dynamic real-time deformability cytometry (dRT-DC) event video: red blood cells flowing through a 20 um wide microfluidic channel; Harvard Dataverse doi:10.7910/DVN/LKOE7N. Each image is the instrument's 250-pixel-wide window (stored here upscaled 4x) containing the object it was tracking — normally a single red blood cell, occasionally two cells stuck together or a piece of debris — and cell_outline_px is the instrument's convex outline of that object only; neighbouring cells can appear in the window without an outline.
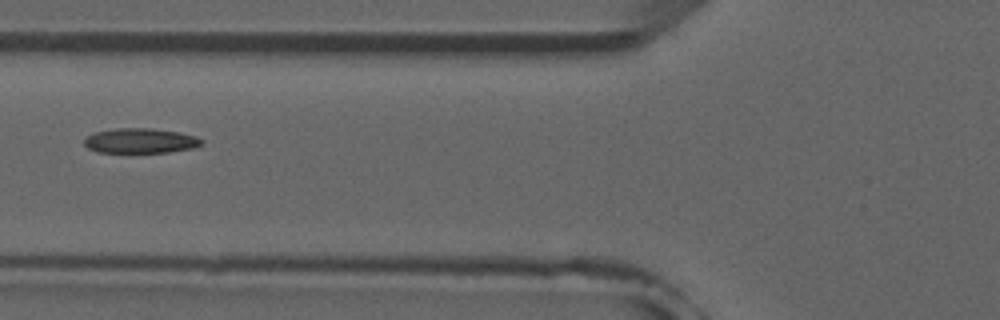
{"species": "common noctule bat (a hibernating species)", "species_latin": "Nyctalus noctula", "temperature_condition": "room temperature", "stored_images_in_passage": 3, "camera_frame_rate_fps": 3000, "um_per_image_px": 0.085, "animal": {"sex": "male", "forearm_length_mm": 52.5}, "frame": {"image": 1, "passage_image": 2, "time_ms": 1.333, "image_size_px": [1000, 320], "cell_outline_px": [[204, 144], [192, 148], [168, 152], [96, 152], [88, 148], [84, 144], [84, 140], [88, 136], [96, 132], [116, 128], [152, 128], [180, 132], [196, 136], [204, 140]], "centroid_in_image_um": [11.97, 11.96], "position_along_channel_um": 113.8, "area_um2": 17.05}}
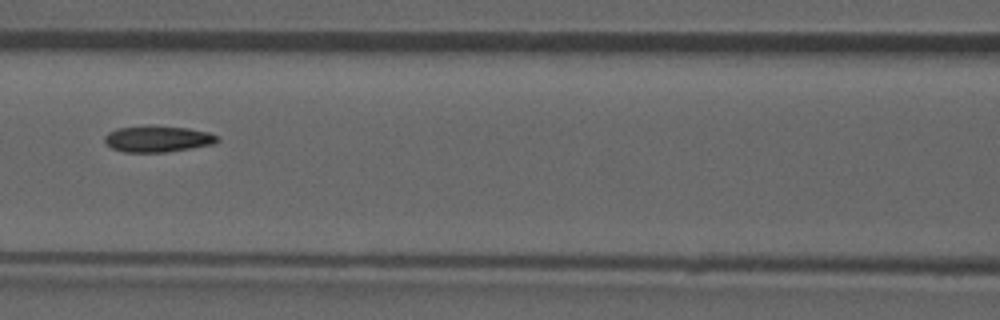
{"frame": {"image": 2, "passage_image": 3, "time_ms": 2.333, "image_size_px": [1000, 320], "cell_outline_px": [[220, 140], [212, 144], [192, 148], [164, 152], [124, 152], [112, 148], [104, 140], [104, 136], [108, 132], [116, 128], [148, 124], [152, 124], [188, 128], [208, 132], [220, 136]], "centroid_in_image_um": [13.4, 11.78], "position_along_channel_um": 153.2, "area_um2": 17.63}}